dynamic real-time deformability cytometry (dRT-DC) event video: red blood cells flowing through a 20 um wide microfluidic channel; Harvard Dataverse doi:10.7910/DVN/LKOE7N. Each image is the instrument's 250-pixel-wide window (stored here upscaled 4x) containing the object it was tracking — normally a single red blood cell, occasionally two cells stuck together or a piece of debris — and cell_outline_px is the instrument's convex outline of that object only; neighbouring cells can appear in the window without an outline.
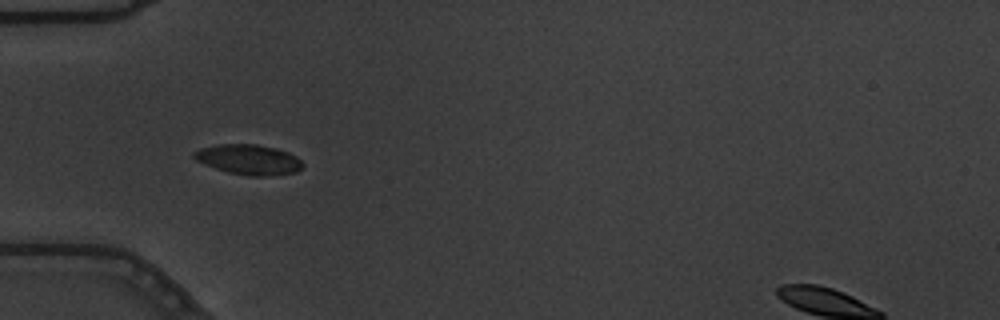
{"species": "common noctule bat (a hibernating species)", "species_latin": "Nyctalus noctula", "temperature_condition": "warm", "stored_images_in_passage": 39, "camera_frame_rate_fps": 3000, "um_per_image_px": 0.085, "animal": {"sex": "male", "body_mass_g": 19.5, "forearm_length_mm": 54.6}, "frame": {"image": 1, "passage_image": 1, "time_ms": 0.0, "image_size_px": [1000, 320], "cell_outline_px": [[304, 164], [296, 172], [264, 176], [248, 176], [228, 172], [216, 168], [196, 160], [192, 156], [192, 152], [200, 148], [216, 144], [256, 144], [276, 148], [288, 152], [296, 156]], "centroid_in_image_um": [21.12, 13.55], "position_along_channel_um": 63.9, "area_um2": 19.02}}
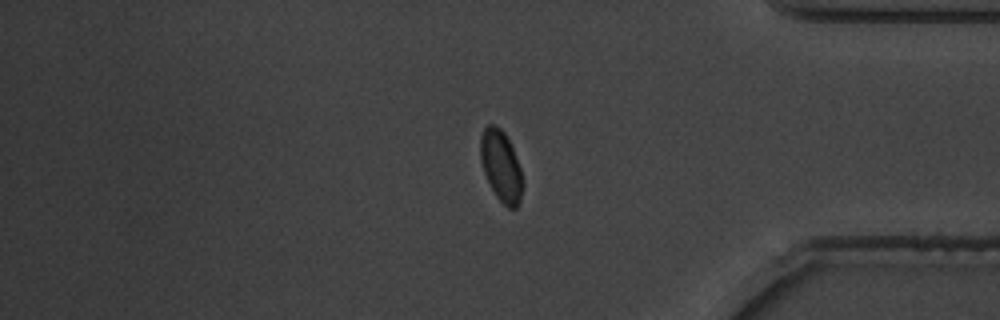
{"frame": {"image": 2, "passage_image": 30, "time_ms": 9.667, "image_size_px": [1000, 320], "cell_outline_px": [[524, 184], [520, 200], [516, 208], [508, 208], [496, 196], [484, 172], [480, 160], [480, 136], [484, 128], [488, 124], [492, 124], [500, 128], [508, 136], [520, 168]], "centroid_in_image_um": [42.59, 14.09], "position_along_channel_um": 392.6, "area_um2": 17.51}}
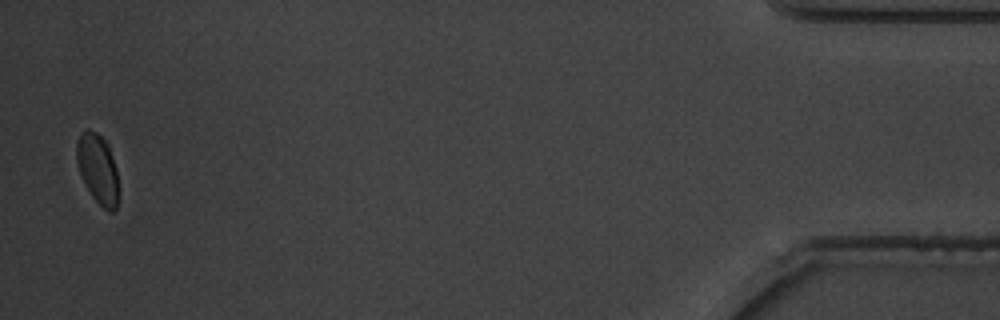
{"frame": {"image": 3, "passage_image": 38, "time_ms": 12.333, "image_size_px": [1000, 320], "cell_outline_px": [[120, 196], [116, 208], [112, 212], [108, 212], [92, 196], [84, 184], [76, 160], [76, 140], [80, 132], [84, 128], [88, 128], [96, 132], [108, 144], [116, 168], [120, 188]], "centroid_in_image_um": [8.32, 14.35], "position_along_channel_um": 426.9, "area_um2": 17.51}, "authors_computed_cell_mechanics": {"area_um2": 18.0914, "velocity_mm_per_s": 3.62, "shape_relaxation_time_tau1_ms": 3.0037, "shape_relaxation_time_tau2_ms": null, "deformation_change_tau1": 0.1133, "deformation_change_tau2": null}}